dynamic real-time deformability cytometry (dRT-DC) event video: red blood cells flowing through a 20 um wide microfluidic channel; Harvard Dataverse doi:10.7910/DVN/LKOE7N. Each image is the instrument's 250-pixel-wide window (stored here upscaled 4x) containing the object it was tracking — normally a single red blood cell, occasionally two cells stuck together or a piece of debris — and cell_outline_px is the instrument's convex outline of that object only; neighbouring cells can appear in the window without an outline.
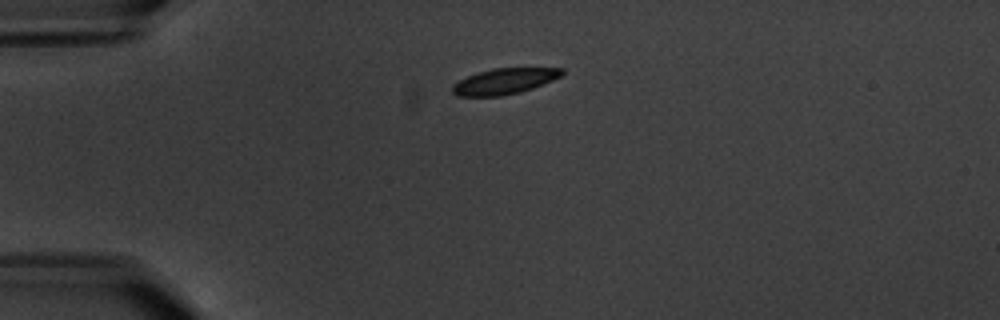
{"species": "common noctule bat (a hibernating species)", "species_latin": "Nyctalus noctula", "temperature_condition": "warm", "stored_images_in_passage": 5, "camera_frame_rate_fps": 3000, "um_per_image_px": 0.085, "animal": {"sex": "male", "body_mass_g": 20.1, "forearm_length_mm": 53.5}, "frame": {"image": 1, "passage_image": 3, "time_ms": 2.333, "image_size_px": [1000, 320], "cell_outline_px": [[564, 72], [560, 76], [552, 80], [532, 88], [520, 92], [500, 96], [456, 96], [452, 92], [452, 84], [468, 76], [492, 68], [564, 68]], "centroid_in_image_um": [42.85, 6.91], "position_along_channel_um": 42.2, "area_um2": 16.3}}